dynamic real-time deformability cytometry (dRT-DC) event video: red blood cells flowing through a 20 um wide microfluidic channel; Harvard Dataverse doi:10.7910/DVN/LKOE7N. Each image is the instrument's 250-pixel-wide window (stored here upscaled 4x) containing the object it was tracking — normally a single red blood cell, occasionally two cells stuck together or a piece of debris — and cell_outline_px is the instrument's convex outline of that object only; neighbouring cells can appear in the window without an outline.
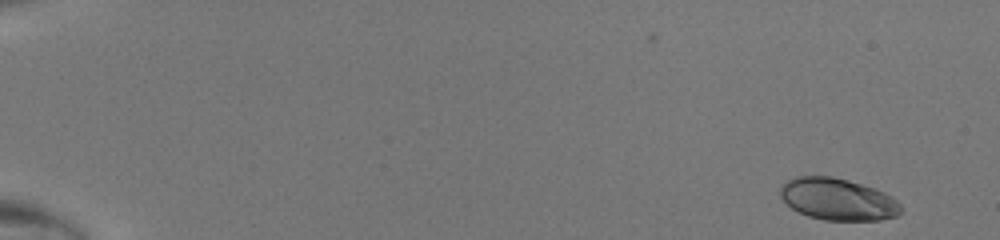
{"species": "human", "species_latin": "Homo sapiens", "temperature_condition": "room temperature", "stored_images_in_passage": 46, "camera_frame_rate_fps": 3000, "um_per_image_px": 0.085, "donor": {"sex": "male"}, "frame": {"image": 1, "passage_image": 1, "time_ms": 0.0, "image_size_px": [1000, 240], "cell_outline_px": [[900, 212], [896, 216], [880, 220], [824, 220], [808, 216], [792, 208], [780, 196], [780, 188], [788, 180], [796, 176], [832, 176], [848, 180], [876, 188], [892, 196], [900, 204]], "centroid_in_image_um": [71.22, 16.93], "position_along_channel_um": 13.8, "area_um2": 29.36}}
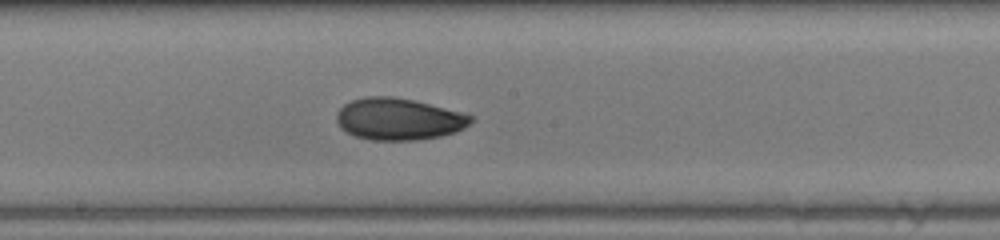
{"frame": {"image": 2, "passage_image": 27, "time_ms": 8.667, "image_size_px": [1000, 240], "cell_outline_px": [[472, 120], [464, 128], [456, 132], [440, 136], [416, 140], [372, 140], [356, 136], [340, 128], [336, 120], [336, 112], [344, 104], [352, 100], [364, 96], [392, 96], [416, 100], [460, 112], [472, 116]], "centroid_in_image_um": [33.85, 10.11], "position_along_channel_um": 214.3, "area_um2": 32.77}}
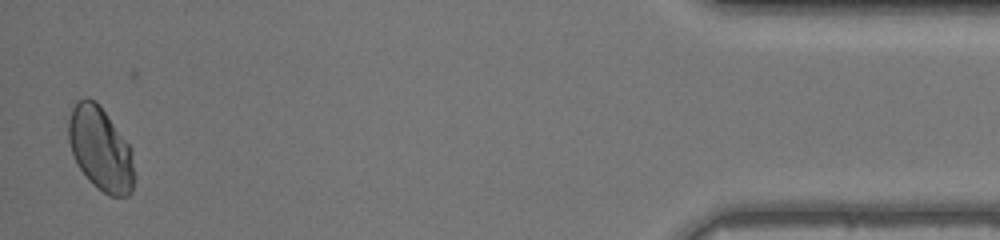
{"frame": {"image": 3, "passage_image": 46, "time_ms": 15.0, "image_size_px": [1000, 240], "cell_outline_px": [[132, 192], [128, 196], [112, 196], [104, 192], [92, 184], [88, 180], [80, 168], [72, 152], [68, 140], [68, 120], [72, 108], [76, 100], [84, 96], [88, 96], [96, 100], [132, 148]], "centroid_in_image_um": [8.51, 12.6], "position_along_channel_um": 426.7, "area_um2": 31.91}}